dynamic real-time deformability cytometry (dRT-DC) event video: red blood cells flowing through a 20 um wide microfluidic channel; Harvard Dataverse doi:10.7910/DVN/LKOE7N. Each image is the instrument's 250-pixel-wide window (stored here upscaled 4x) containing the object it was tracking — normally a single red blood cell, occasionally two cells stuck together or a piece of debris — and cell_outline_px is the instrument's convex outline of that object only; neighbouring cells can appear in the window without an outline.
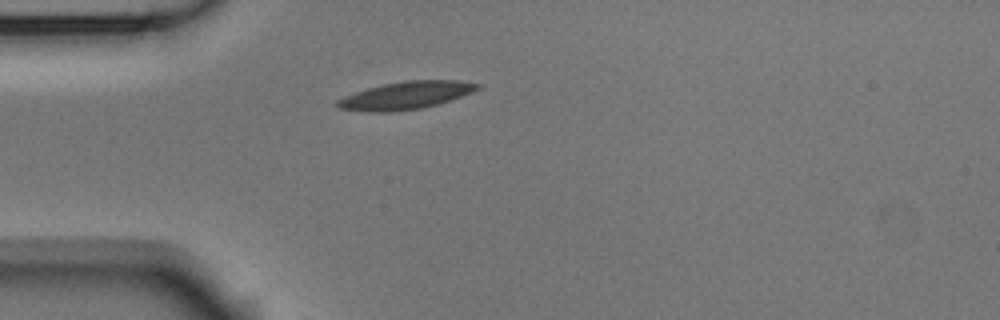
{"species": "Egyptian fruit bat (a non-hibernating species)", "species_latin": "Rousettus aegyptiacus", "temperature_condition": "room temperature", "stored_images_in_passage": 1, "camera_frame_rate_fps": 3000, "um_per_image_px": 0.085, "animal": {"sex": "male"}, "frame": {"image": 1, "passage_image": 1, "time_ms": 0.0, "image_size_px": [1000, 320], "cell_outline_px": [[484, 84], [480, 88], [460, 96], [436, 104], [420, 108], [392, 112], [368, 112], [336, 108], [336, 100], [344, 96], [368, 88], [384, 84], [404, 80], [460, 80]], "centroid_in_image_um": [34.47, 8.1], "position_along_channel_um": 50.5, "area_um2": 22.48}}